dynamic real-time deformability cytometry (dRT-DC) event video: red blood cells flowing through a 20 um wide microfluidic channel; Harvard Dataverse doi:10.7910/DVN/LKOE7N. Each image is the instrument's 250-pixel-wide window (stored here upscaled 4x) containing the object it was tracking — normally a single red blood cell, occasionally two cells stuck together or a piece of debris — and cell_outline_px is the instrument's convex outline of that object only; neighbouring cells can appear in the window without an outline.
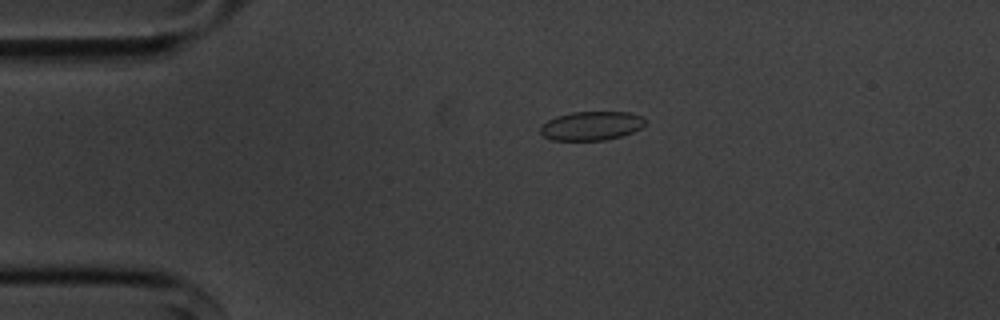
{"species": "common noctule bat (a hibernating species)", "species_latin": "Nyctalus noctula", "temperature_condition": "cold", "stored_images_in_passage": 47, "camera_frame_rate_fps": 3000, "um_per_image_px": 0.085, "animal": {"sex": "male", "body_mass_g": 20.1, "forearm_length_mm": 53.5}, "frame": {"image": 1, "passage_image": 3, "time_ms": 0.667, "image_size_px": [1000, 320], "cell_outline_px": [[648, 120], [640, 128], [632, 132], [620, 136], [604, 140], [552, 140], [544, 136], [540, 132], [540, 124], [556, 116], [572, 112], [628, 112], [640, 116]], "centroid_in_image_um": [50.24, 10.69], "position_along_channel_um": 34.8, "area_um2": 17.63}}
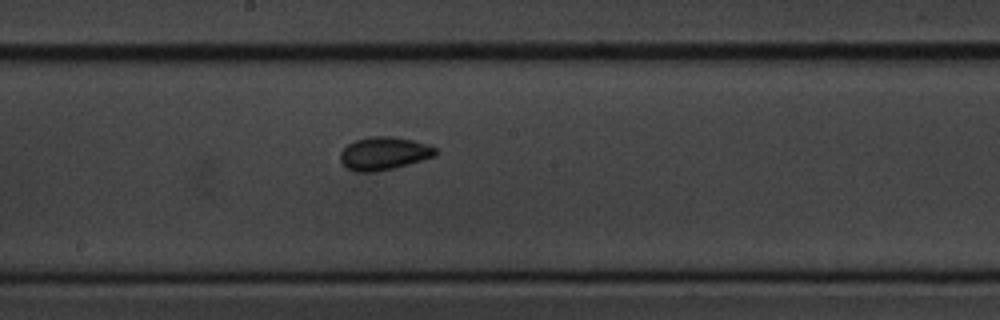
{"frame": {"image": 2, "passage_image": 21, "time_ms": 6.667, "image_size_px": [1000, 320], "cell_outline_px": [[440, 152], [436, 156], [408, 164], [392, 168], [372, 172], [356, 172], [348, 168], [340, 160], [340, 152], [348, 144], [356, 140], [368, 136], [392, 136], [412, 140], [428, 144], [436, 148]], "centroid_in_image_um": [32.66, 13.03], "position_along_channel_um": 215.5, "area_um2": 18.32}}
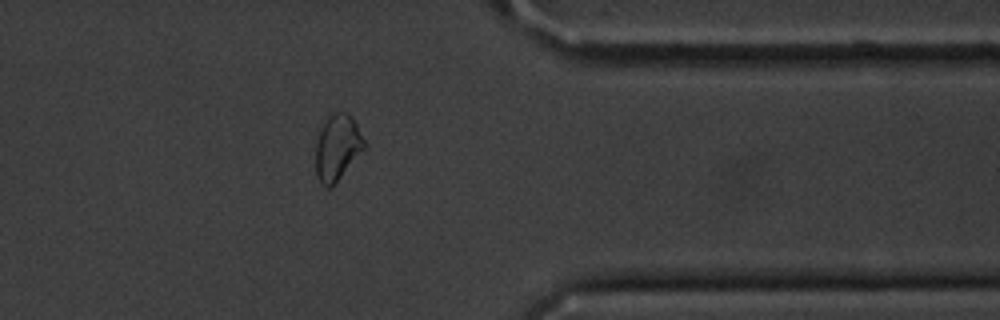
{"frame": {"image": 3, "passage_image": 36, "time_ms": 11.667, "image_size_px": [1000, 320], "cell_outline_px": [[368, 144], [336, 184], [328, 188], [320, 184], [316, 176], [316, 140], [328, 112], [348, 112], [352, 116]], "centroid_in_image_um": [28.69, 12.52], "position_along_channel_um": 382.7, "area_um2": 19.19}, "authors_computed_cell_mechanics": {"area_um2": 17.8024, "velocity_mm_per_s": 3.5842, "shape_relaxation_time_tau1_ms": 2.9368, "shape_relaxation_time_tau2_ms": 2.0767, "deformation_change_tau1": 0.0587, "deformation_change_tau2": 0.0679}}